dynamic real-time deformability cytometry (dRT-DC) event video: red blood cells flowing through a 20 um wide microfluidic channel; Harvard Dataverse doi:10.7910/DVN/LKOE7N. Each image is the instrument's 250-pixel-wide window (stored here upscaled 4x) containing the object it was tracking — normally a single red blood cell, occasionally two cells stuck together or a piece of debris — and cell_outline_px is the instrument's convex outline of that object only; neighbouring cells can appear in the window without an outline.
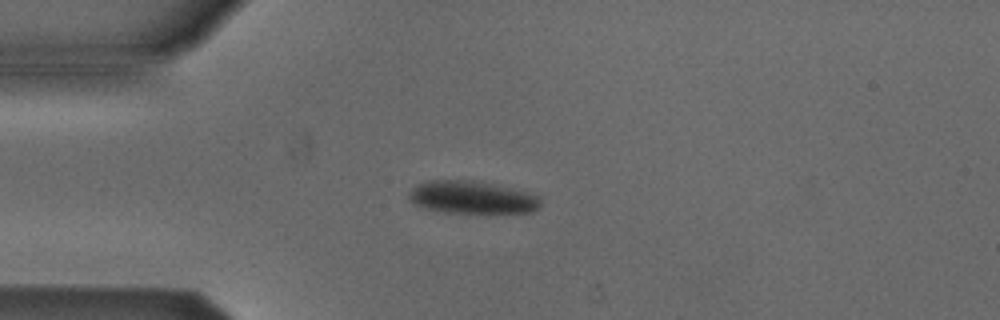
{"species": "Egyptian fruit bat (a non-hibernating species)", "species_latin": "Rousettus aegyptiacus", "temperature_condition": "cold", "stored_images_in_passage": 7, "camera_frame_rate_fps": 3000, "um_per_image_px": 0.085, "animal": {"sex": "male"}, "frame": {"image": 1, "passage_image": 4, "time_ms": 3.667, "image_size_px": [1000, 320], "cell_outline_px": [[540, 208], [532, 212], [484, 216], [444, 212], [424, 208], [412, 204], [408, 200], [408, 192], [412, 188], [428, 180], [468, 180], [528, 192], [540, 196]], "centroid_in_image_um": [40.13, 16.85], "position_along_channel_um": 44.9, "area_um2": 26.01}}
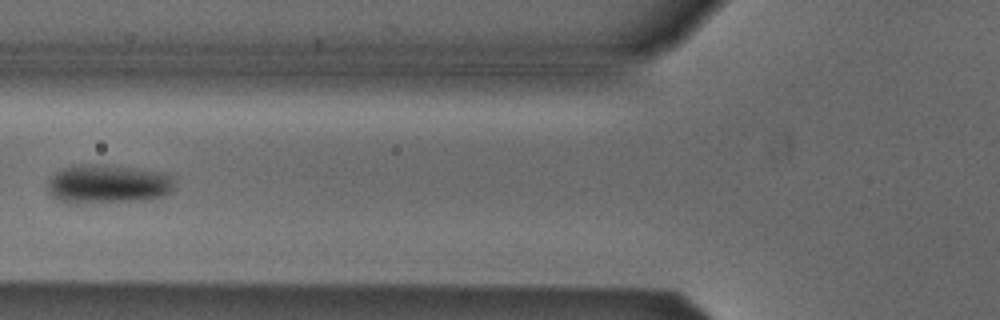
{"frame": {"image": 2, "passage_image": 6, "time_ms": 6.0, "image_size_px": [1000, 320], "cell_outline_px": [[172, 192], [164, 196], [144, 200], [72, 204], [60, 200], [52, 196], [48, 192], [48, 180], [60, 168], [76, 164], [100, 164], [164, 172], [172, 176]], "centroid_in_image_um": [9.14, 15.64], "position_along_channel_um": 116.7, "area_um2": 29.02}}
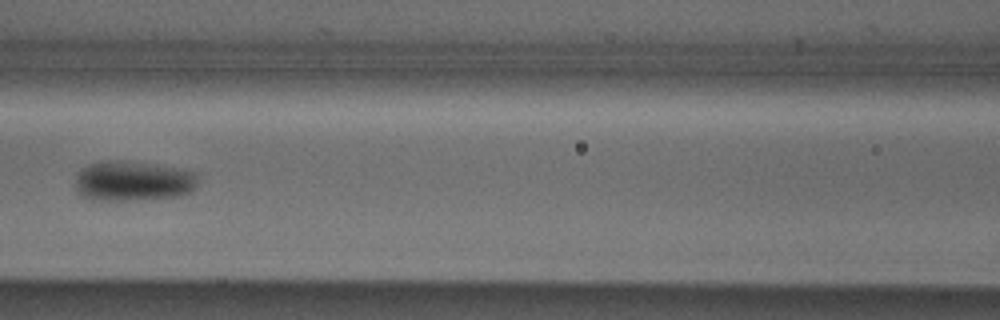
{"frame": {"image": 3, "passage_image": 7, "time_ms": 7.0, "image_size_px": [1000, 320], "cell_outline_px": [[200, 172], [196, 188], [180, 196], [128, 200], [92, 200], [80, 196], [76, 192], [76, 176], [80, 168], [88, 164], [104, 160], [116, 160], [156, 164]], "centroid_in_image_um": [11.31, 15.37], "position_along_channel_um": 155.3, "area_um2": 29.19}}